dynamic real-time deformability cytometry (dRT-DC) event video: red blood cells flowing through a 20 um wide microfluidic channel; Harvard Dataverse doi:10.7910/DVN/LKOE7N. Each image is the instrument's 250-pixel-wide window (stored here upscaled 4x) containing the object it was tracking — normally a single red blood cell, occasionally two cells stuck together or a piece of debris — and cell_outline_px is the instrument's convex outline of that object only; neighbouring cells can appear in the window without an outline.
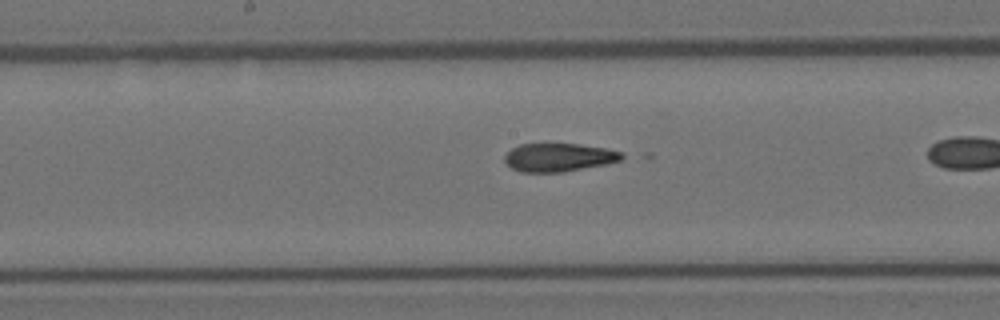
{"species": "Egyptian fruit bat (a non-hibernating species)", "species_latin": "Rousettus aegyptiacus", "temperature_condition": "room temperature", "stored_images_in_passage": 31, "camera_frame_rate_fps": 3000, "um_per_image_px": 0.085, "animal": {"sex": "female"}, "frame": {"image": 1, "passage_image": 17, "time_ms": 5.333, "image_size_px": [1000, 320], "cell_outline_px": [[628, 156], [620, 160], [604, 164], [564, 172], [520, 172], [512, 168], [504, 160], [504, 156], [512, 148], [520, 144], [580, 144], [604, 148], [624, 152]], "centroid_in_image_um": [47.52, 13.37], "position_along_channel_um": 200.7, "area_um2": 19.31}}